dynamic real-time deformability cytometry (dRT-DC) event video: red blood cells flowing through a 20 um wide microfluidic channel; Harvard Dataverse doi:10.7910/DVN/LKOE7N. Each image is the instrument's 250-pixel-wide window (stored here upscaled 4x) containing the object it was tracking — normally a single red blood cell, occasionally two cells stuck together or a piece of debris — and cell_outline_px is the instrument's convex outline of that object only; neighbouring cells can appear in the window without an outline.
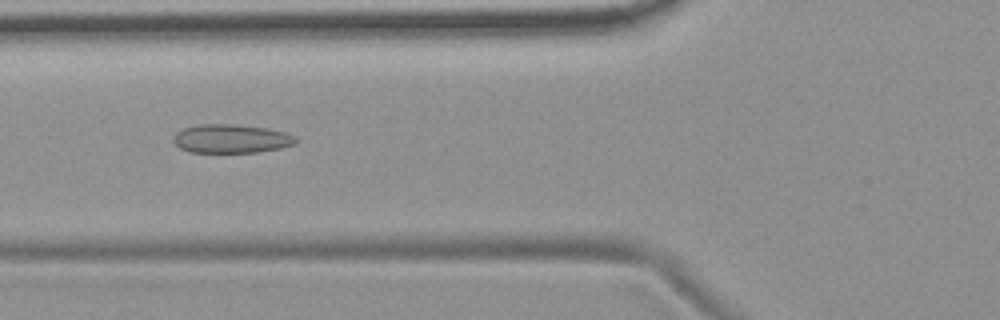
{"species": "common noctule bat (a hibernating species)", "species_latin": "Nyctalus noctula", "temperature_condition": "room temperature", "stored_images_in_passage": 5, "camera_frame_rate_fps": 3000, "um_per_image_px": 0.085, "animal": {"sex": "female", "body_mass_g": 19.9}, "frame": {"image": 1, "passage_image": 4, "time_ms": 4.333, "image_size_px": [1000, 320], "cell_outline_px": [[296, 144], [280, 148], [260, 152], [188, 152], [180, 148], [172, 140], [176, 132], [184, 128], [200, 124], [232, 124], [268, 128], [284, 132], [296, 136]], "centroid_in_image_um": [19.66, 11.79], "position_along_channel_um": 106.1, "area_um2": 20.52}}
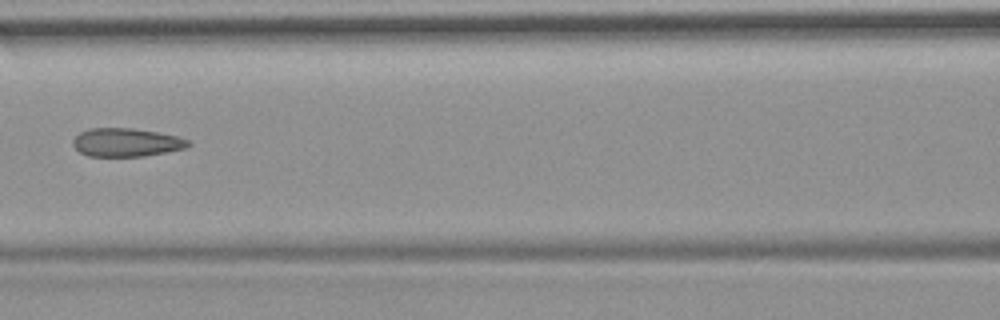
{"frame": {"image": 2, "passage_image": 5, "time_ms": 5.667, "image_size_px": [1000, 320], "cell_outline_px": [[192, 144], [188, 148], [144, 156], [88, 156], [80, 152], [72, 144], [72, 140], [80, 132], [88, 128], [132, 128], [156, 132], [176, 136], [188, 140]], "centroid_in_image_um": [10.74, 12.1], "position_along_channel_um": 155.9, "area_um2": 19.07}}